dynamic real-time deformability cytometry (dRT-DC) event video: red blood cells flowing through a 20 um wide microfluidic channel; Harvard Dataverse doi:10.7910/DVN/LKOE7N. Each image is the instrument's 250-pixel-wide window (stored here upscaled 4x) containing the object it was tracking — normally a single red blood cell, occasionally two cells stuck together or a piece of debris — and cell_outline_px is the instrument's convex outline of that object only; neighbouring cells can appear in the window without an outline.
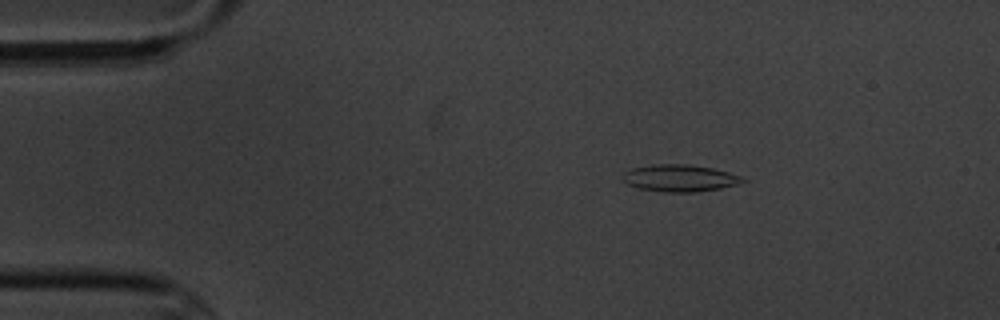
{"species": "common noctule bat (a hibernating species)", "species_latin": "Nyctalus noctula", "temperature_condition": "cold", "stored_images_in_passage": 6, "camera_frame_rate_fps": 3000, "um_per_image_px": 0.085, "animal": {"sex": "male", "body_mass_g": 20.1, "forearm_length_mm": 53.5}, "frame": {"image": 1, "passage_image": 3, "time_ms": 2.0, "image_size_px": [1000, 320], "cell_outline_px": [[748, 180], [736, 184], [720, 188], [692, 192], [664, 192], [640, 188], [628, 184], [620, 180], [620, 176], [624, 172], [632, 168], [652, 164], [688, 164], [712, 168], [728, 172], [740, 176]], "centroid_in_image_um": [57.72, 15.13], "position_along_channel_um": 27.3, "area_um2": 18.84}}